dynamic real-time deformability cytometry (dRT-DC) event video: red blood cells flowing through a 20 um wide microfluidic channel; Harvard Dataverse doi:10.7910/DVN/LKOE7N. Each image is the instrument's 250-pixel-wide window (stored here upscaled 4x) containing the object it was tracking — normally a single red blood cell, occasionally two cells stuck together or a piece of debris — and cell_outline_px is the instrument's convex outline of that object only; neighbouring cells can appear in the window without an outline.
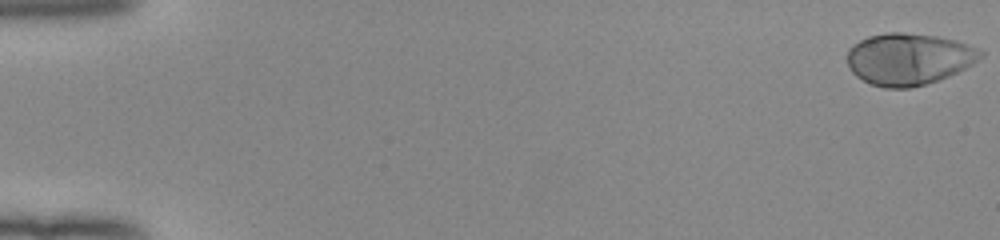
{"species": "human", "species_latin": "Homo sapiens", "temperature_condition": "room temperature", "stored_images_in_passage": 53, "camera_frame_rate_fps": 3000, "um_per_image_px": 0.085, "donor": {"sex": "female"}, "frame": {"image": 1, "passage_image": 1, "time_ms": 0.0, "image_size_px": [1000, 240], "cell_outline_px": [[984, 56], [972, 64], [948, 76], [912, 88], [884, 88], [872, 84], [856, 76], [852, 72], [848, 64], [848, 48], [852, 44], [868, 36], [884, 32], [904, 32], [936, 36], [956, 40], [976, 48], [984, 52]], "centroid_in_image_um": [77.22, 5.0], "position_along_channel_um": 7.8, "area_um2": 40.17}}
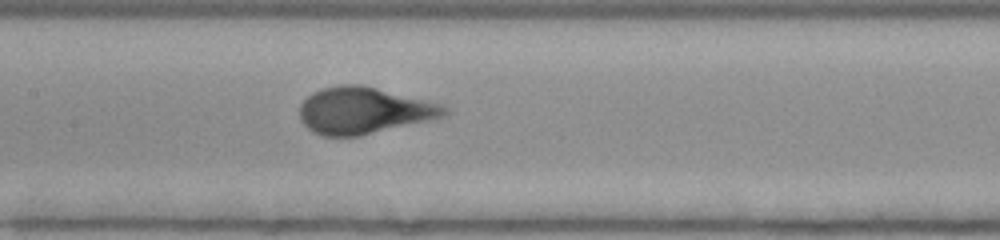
{"frame": {"image": 2, "passage_image": 27, "time_ms": 8.667, "image_size_px": [1000, 240], "cell_outline_px": [[452, 112], [444, 116], [428, 120], [360, 136], [324, 136], [312, 132], [300, 120], [300, 104], [312, 92], [324, 88], [344, 84], [360, 84], [444, 104]], "centroid_in_image_um": [30.94, 9.39], "position_along_channel_um": 176.5, "area_um2": 39.3}}
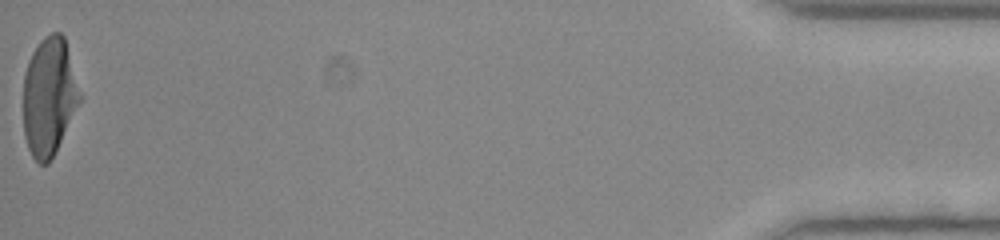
{"frame": {"image": 3, "passage_image": 53, "time_ms": 17.333, "image_size_px": [1000, 240], "cell_outline_px": [[80, 100], [48, 164], [40, 164], [32, 156], [28, 148], [24, 136], [24, 72], [28, 60], [32, 52], [40, 40], [44, 36], [52, 32], [60, 32], [64, 36], [80, 92]], "centroid_in_image_um": [4.14, 8.16], "position_along_channel_um": 431.1, "area_um2": 38.26}, "authors_computed_cell_mechanics": {"area_um2": 38.6682, "velocity_mm_per_s": 3.9736, "shape_relaxation_time_tau1_ms": 3.5472, "shape_relaxation_time_tau2_ms": null, "deformation_change_tau1": 0.2386, "deformation_change_tau2": null}}